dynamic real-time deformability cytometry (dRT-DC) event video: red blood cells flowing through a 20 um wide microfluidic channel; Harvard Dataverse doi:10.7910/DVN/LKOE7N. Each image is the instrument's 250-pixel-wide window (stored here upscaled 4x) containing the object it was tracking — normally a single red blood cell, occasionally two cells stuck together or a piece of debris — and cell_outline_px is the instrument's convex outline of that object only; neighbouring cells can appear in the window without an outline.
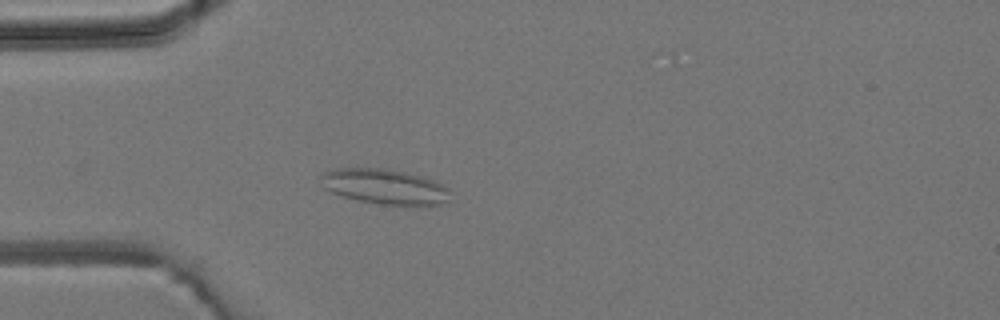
{"species": "common noctule bat (a hibernating species)", "species_latin": "Nyctalus noctula", "temperature_condition": "room temperature", "stored_images_in_passage": 4, "camera_frame_rate_fps": 3000, "um_per_image_px": 0.085, "animal": {"sex": "male", "body_mass_g": 19.2, "forearm_length_mm": 51.8}, "frame": {"image": 1, "passage_image": 4, "time_ms": 3.667, "image_size_px": [1000, 320], "cell_outline_px": [[448, 204], [380, 204], [356, 200], [332, 192], [324, 188], [320, 176], [324, 172], [336, 168], [380, 168], [404, 172], [436, 180], [448, 188]], "centroid_in_image_um": [32.69, 15.85], "position_along_channel_um": 52.3, "area_um2": 26.18}}